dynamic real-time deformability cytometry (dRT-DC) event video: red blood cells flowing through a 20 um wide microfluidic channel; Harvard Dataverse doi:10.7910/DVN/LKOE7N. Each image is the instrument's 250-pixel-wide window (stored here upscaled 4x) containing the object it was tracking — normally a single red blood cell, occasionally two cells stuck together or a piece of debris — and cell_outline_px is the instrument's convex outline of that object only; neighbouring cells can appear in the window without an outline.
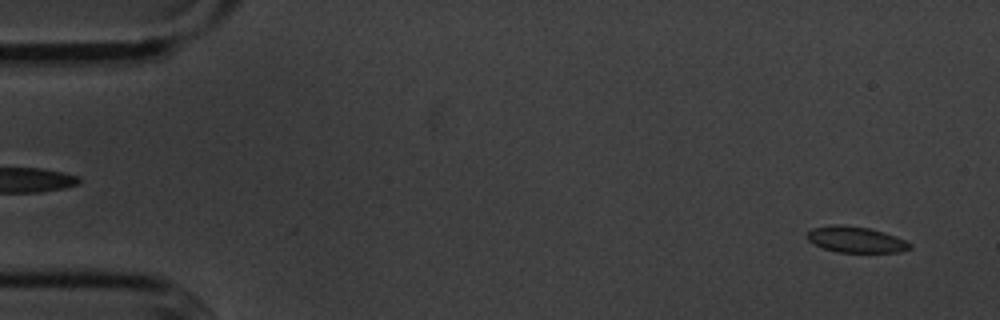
{"species": "common noctule bat (a hibernating species)", "species_latin": "Nyctalus noctula", "temperature_condition": "cold", "stored_images_in_passage": 55, "camera_frame_rate_fps": 3000, "um_per_image_px": 0.085, "animal": {"sex": "male", "body_mass_g": 20.1, "forearm_length_mm": 53.5}, "frame": {"image": 1, "passage_image": 3, "time_ms": 0.667, "image_size_px": [1000, 320], "cell_outline_px": [[912, 248], [900, 252], [840, 252], [824, 248], [808, 240], [808, 232], [812, 228], [832, 224], [840, 224], [868, 228], [884, 232], [896, 236], [912, 244]], "centroid_in_image_um": [72.78, 20.36], "position_along_channel_um": 12.2, "area_um2": 15.43}}
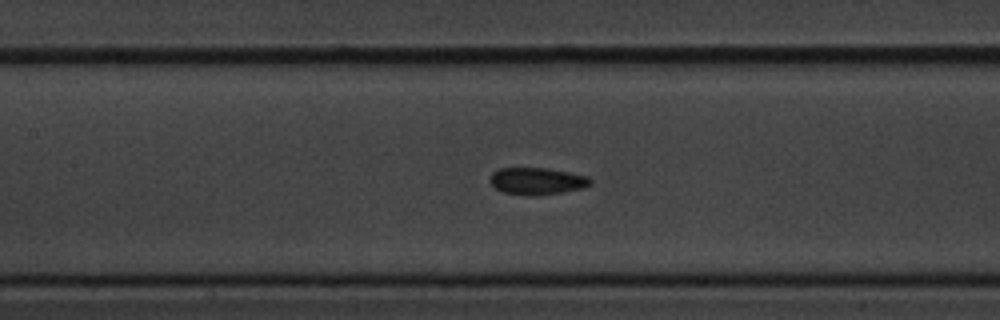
{"frame": {"image": 2, "passage_image": 25, "time_ms": 8.0, "image_size_px": [1000, 320], "cell_outline_px": [[592, 184], [584, 188], [564, 192], [536, 196], [528, 196], [504, 192], [496, 188], [492, 184], [492, 172], [500, 168], [548, 168], [588, 176], [592, 180]], "centroid_in_image_um": [45.71, 15.4], "position_along_channel_um": 161.7, "area_um2": 15.84}}
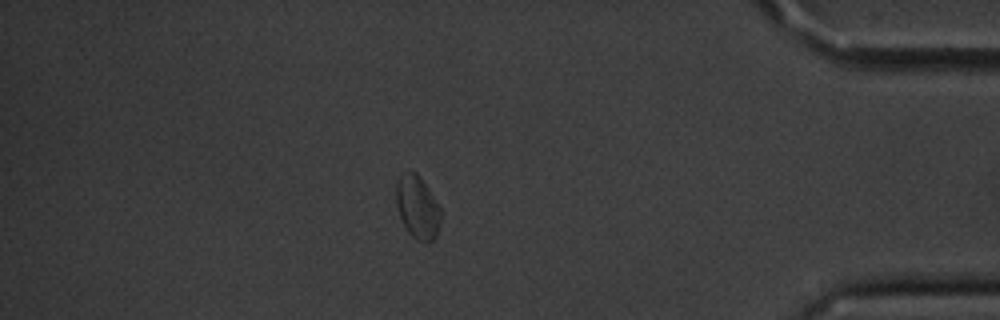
{"frame": {"image": 3, "passage_image": 48, "time_ms": 15.667, "image_size_px": [1000, 320], "cell_outline_px": [[440, 224], [436, 236], [432, 240], [416, 240], [408, 232], [400, 216], [396, 204], [396, 180], [404, 172], [416, 172], [420, 176], [428, 188], [440, 208]], "centroid_in_image_um": [35.47, 17.59], "position_along_channel_um": 399.7, "area_um2": 16.13}, "authors_computed_cell_mechanics": {"area_um2": 15.895, "velocity_mm_per_s": 3.5899, "shape_relaxation_time_tau1_ms": null, "shape_relaxation_time_tau2_ms": 5.7519, "deformation_change_tau1": null, "deformation_change_tau2": 0.0993}}